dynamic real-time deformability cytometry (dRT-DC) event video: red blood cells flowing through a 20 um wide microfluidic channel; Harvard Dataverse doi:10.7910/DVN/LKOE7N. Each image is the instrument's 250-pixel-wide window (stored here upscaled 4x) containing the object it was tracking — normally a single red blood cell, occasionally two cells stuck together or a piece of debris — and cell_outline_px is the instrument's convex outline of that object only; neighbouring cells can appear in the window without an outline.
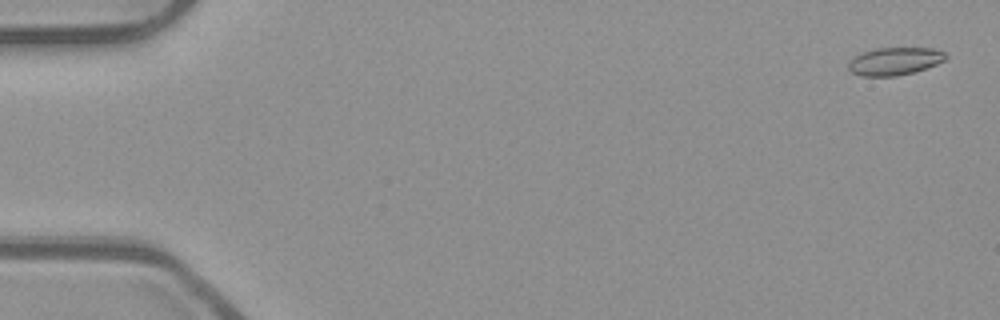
{"species": "common noctule bat (a hibernating species)", "species_latin": "Nyctalus noctula", "temperature_condition": "room temperature", "stored_images_in_passage": 8, "camera_frame_rate_fps": 3000, "um_per_image_px": 0.085, "animal": {"sex": "male", "body_mass_g": 23.1, "forearm_length_mm": 52.7}, "frame": {"image": 1, "passage_image": 2, "time_ms": 0.333, "image_size_px": [1000, 320], "cell_outline_px": [[948, 56], [944, 60], [936, 64], [916, 72], [896, 76], [860, 76], [852, 72], [848, 68], [848, 60], [864, 52], [876, 48], [932, 48], [944, 52]], "centroid_in_image_um": [76.04, 5.21], "position_along_channel_um": 9.0, "area_um2": 15.72}}